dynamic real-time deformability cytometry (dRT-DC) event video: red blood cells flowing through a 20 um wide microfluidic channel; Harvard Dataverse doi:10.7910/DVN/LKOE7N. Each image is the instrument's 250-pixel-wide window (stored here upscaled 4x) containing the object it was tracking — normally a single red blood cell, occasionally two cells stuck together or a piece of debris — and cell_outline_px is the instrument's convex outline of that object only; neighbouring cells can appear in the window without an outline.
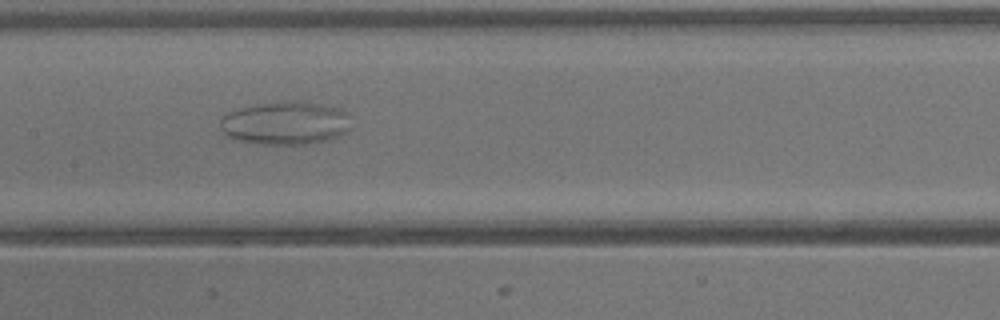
{"species": "common noctule bat (a hibernating species)", "species_latin": "Nyctalus noctula", "temperature_condition": "warm", "stored_images_in_passage": 29, "camera_frame_rate_fps": 3000, "um_per_image_px": 0.085, "animal": {"sex": "male", "body_mass_g": 13.3}, "frame": {"image": 1, "passage_image": 8, "time_ms": 2.333, "image_size_px": [1000, 320], "cell_outline_px": [[352, 128], [348, 132], [340, 136], [328, 140], [304, 144], [256, 144], [236, 140], [224, 136], [220, 128], [220, 120], [228, 112], [240, 108], [256, 104], [280, 100], [288, 100], [328, 104], [344, 112]], "centroid_in_image_um": [24.23, 10.46], "position_along_channel_um": 183.2, "area_um2": 33.47}}
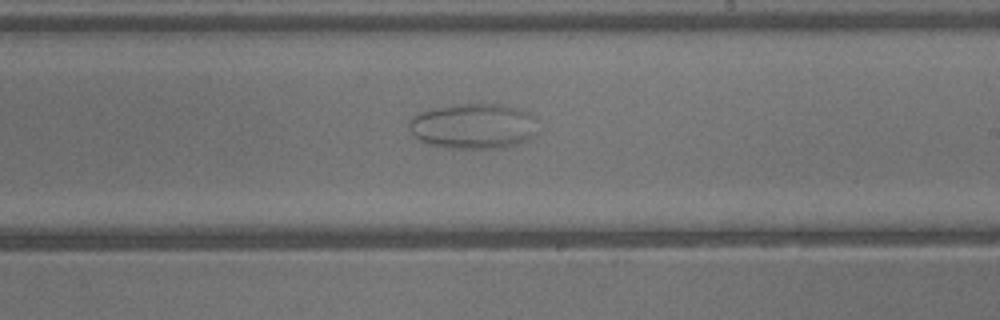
{"frame": {"image": 2, "passage_image": 12, "time_ms": 3.667, "image_size_px": [1000, 320], "cell_outline_px": [[540, 132], [536, 136], [528, 140], [516, 144], [496, 148], [448, 148], [432, 144], [420, 140], [408, 128], [408, 120], [412, 116], [420, 112], [432, 108], [456, 104], [500, 104], [516, 108], [528, 112], [532, 116]], "centroid_in_image_um": [40.26, 10.71], "position_along_channel_um": 248.7, "area_um2": 34.16}}
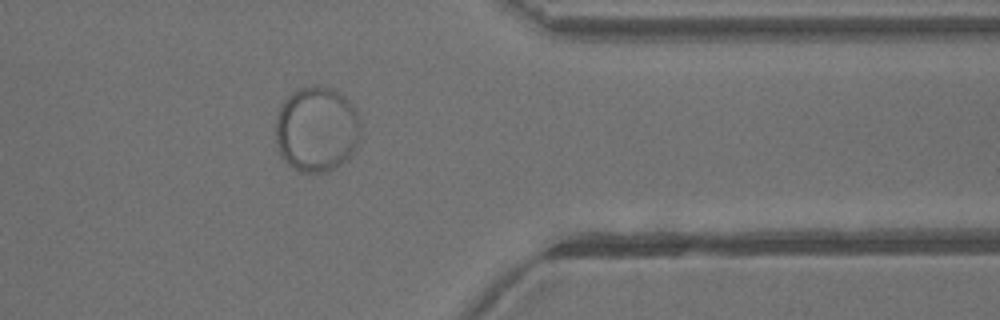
{"frame": {"image": 3, "passage_image": 21, "time_ms": 6.667, "image_size_px": [1000, 320], "cell_outline_px": [[360, 136], [348, 160], [328, 172], [300, 172], [292, 168], [280, 156], [276, 140], [276, 120], [280, 104], [288, 92], [296, 88], [312, 84], [316, 84], [332, 88], [340, 92], [356, 108], [360, 120]], "centroid_in_image_um": [26.9, 10.94], "position_along_channel_um": 384.5, "area_um2": 43.29}}